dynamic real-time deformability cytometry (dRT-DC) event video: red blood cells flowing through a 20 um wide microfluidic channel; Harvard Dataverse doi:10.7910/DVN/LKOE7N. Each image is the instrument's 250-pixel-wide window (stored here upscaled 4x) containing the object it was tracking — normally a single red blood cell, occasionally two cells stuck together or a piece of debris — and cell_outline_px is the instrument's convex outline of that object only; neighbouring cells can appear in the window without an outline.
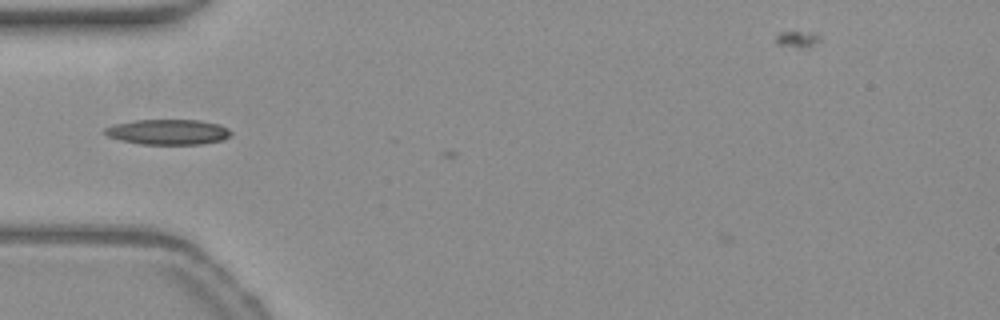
{"species": "common noctule bat (a hibernating species)", "species_latin": "Nyctalus noctula", "temperature_condition": "warm", "stored_images_in_passage": 12, "camera_frame_rate_fps": 3000, "um_per_image_px": 0.085, "animal": {"sex": "female", "body_mass_g": 19.3, "forearm_length_mm": 54.1}, "frame": {"image": 1, "passage_image": 10, "time_ms": 3.0, "image_size_px": [1000, 320], "cell_outline_px": [[232, 132], [224, 140], [200, 144], [140, 144], [120, 140], [108, 136], [104, 132], [104, 128], [116, 124], [136, 120], [200, 120], [220, 124], [228, 128]], "centroid_in_image_um": [14.31, 11.22], "position_along_channel_um": 70.7, "area_um2": 18.55}}